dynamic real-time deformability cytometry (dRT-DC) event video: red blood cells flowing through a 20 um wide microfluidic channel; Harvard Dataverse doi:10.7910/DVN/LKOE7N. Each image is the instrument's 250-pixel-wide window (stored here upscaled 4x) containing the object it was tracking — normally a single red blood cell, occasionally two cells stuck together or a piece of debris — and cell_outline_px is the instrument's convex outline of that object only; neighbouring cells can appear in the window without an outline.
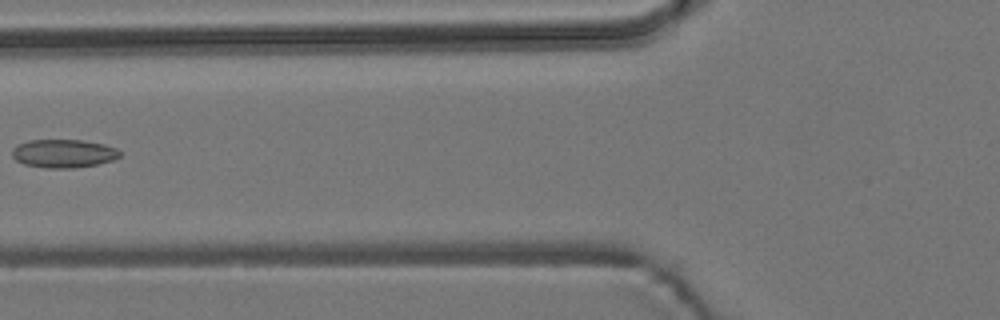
{"species": "common noctule bat (a hibernating species)", "species_latin": "Nyctalus noctula", "temperature_condition": "room temperature", "stored_images_in_passage": 4, "camera_frame_rate_fps": 3000, "um_per_image_px": 0.085, "animal": {"sex": "male", "body_mass_g": 19.2, "forearm_length_mm": 51.8}, "frame": {"image": 1, "passage_image": 3, "time_ms": 2.333, "image_size_px": [1000, 320], "cell_outline_px": [[120, 156], [112, 160], [96, 164], [72, 168], [44, 168], [24, 164], [16, 160], [12, 156], [12, 148], [16, 144], [28, 140], [80, 140], [104, 144], [116, 148], [120, 152]], "centroid_in_image_um": [5.35, 13.04], "position_along_channel_um": 120.4, "area_um2": 17.8}}
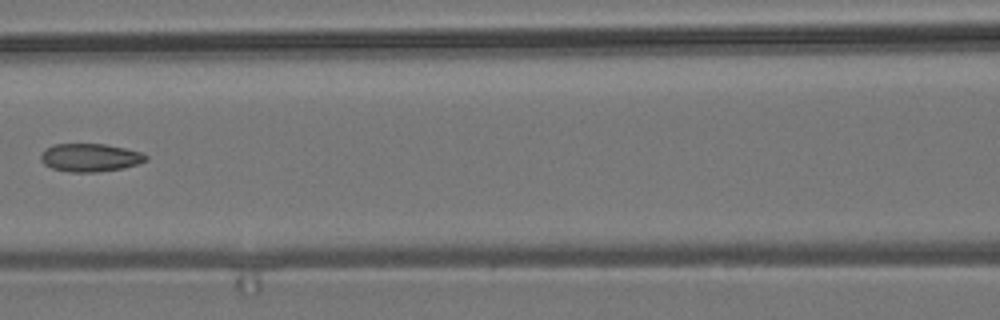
{"frame": {"image": 2, "passage_image": 4, "time_ms": 3.333, "image_size_px": [1000, 320], "cell_outline_px": [[148, 160], [124, 168], [96, 172], [68, 172], [52, 168], [44, 164], [40, 160], [40, 156], [52, 144], [104, 144], [124, 148], [140, 152], [148, 156]], "centroid_in_image_um": [7.66, 13.4], "position_along_channel_um": 158.9, "area_um2": 17.11}}